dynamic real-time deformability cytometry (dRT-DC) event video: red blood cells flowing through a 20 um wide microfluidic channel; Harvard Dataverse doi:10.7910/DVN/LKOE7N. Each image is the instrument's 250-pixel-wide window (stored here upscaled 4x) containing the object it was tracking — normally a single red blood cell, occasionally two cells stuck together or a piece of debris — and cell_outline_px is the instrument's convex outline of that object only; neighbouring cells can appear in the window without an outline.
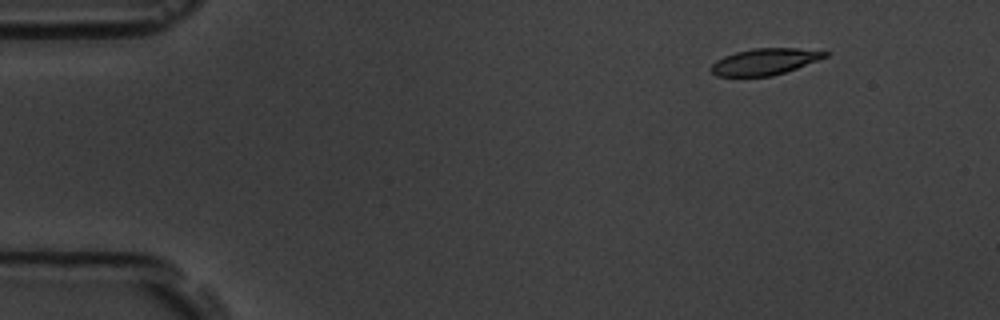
{"species": "common noctule bat (a hibernating species)", "species_latin": "Nyctalus noctula", "temperature_condition": "room temperature", "stored_images_in_passage": 6, "camera_frame_rate_fps": 3000, "um_per_image_px": 0.085, "animal": {"sex": "male", "body_mass_g": 19.5, "forearm_length_mm": 54.6}, "frame": {"image": 1, "passage_image": 2, "time_ms": 1.0, "image_size_px": [1000, 320], "cell_outline_px": [[832, 52], [828, 56], [796, 68], [772, 76], [716, 76], [708, 68], [716, 60], [724, 56], [736, 52], [752, 48], [796, 48]], "centroid_in_image_um": [64.99, 5.23], "position_along_channel_um": 20.0, "area_um2": 17.51}}
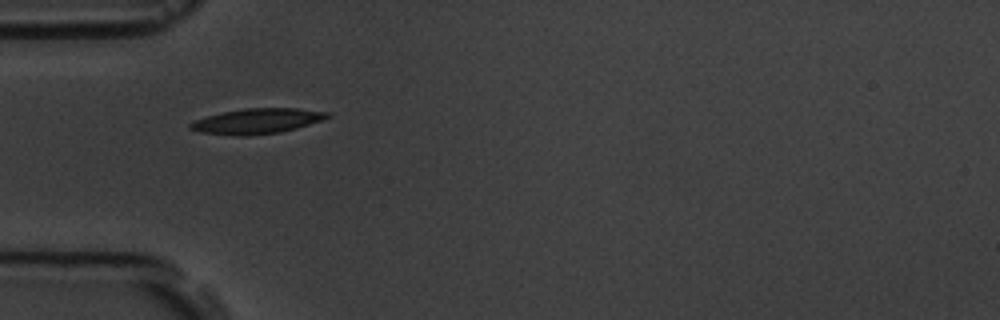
{"frame": {"image": 2, "passage_image": 5, "time_ms": 4.667, "image_size_px": [1000, 320], "cell_outline_px": [[332, 116], [296, 128], [280, 132], [248, 136], [240, 136], [200, 132], [188, 128], [188, 124], [196, 120], [208, 116], [224, 112], [244, 108], [296, 108], [332, 112]], "centroid_in_image_um": [21.87, 10.29], "position_along_channel_um": 63.1, "area_um2": 20.06}}
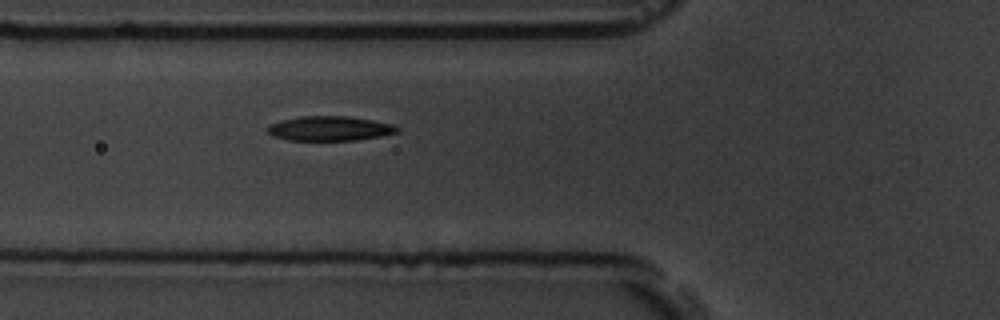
{"frame": {"image": 3, "passage_image": 6, "time_ms": 5.667, "image_size_px": [1000, 320], "cell_outline_px": [[400, 132], [380, 136], [356, 140], [288, 140], [272, 136], [268, 132], [268, 124], [280, 120], [300, 116], [348, 116], [372, 120], [392, 124], [400, 128]], "centroid_in_image_um": [28.02, 10.92], "position_along_channel_um": 97.8, "area_um2": 18.67}}